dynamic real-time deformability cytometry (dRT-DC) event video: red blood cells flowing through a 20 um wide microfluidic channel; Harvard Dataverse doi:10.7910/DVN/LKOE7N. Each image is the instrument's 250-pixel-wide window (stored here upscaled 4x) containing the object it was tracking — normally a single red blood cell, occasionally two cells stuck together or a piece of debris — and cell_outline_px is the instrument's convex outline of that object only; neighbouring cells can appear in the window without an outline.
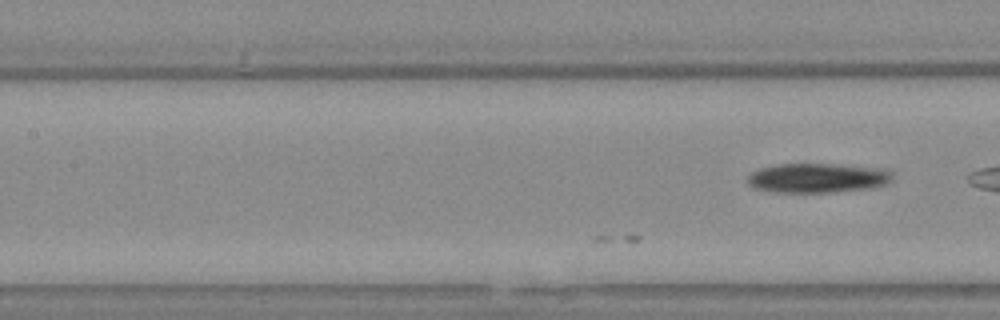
{"species": "Egyptian fruit bat (a non-hibernating species)", "species_latin": "Rousettus aegyptiacus", "temperature_condition": "warm", "stored_images_in_passage": 16, "camera_frame_rate_fps": 3000, "um_per_image_px": 0.085, "animal": {"sex": "female"}, "frame": {"image": 1, "passage_image": 16, "time_ms": 5.0, "image_size_px": [1000, 320], "cell_outline_px": [[892, 176], [884, 184], [868, 188], [828, 192], [776, 192], [756, 188], [748, 184], [748, 176], [752, 172], [760, 168], [780, 164], [832, 164], [868, 168], [888, 172]], "centroid_in_image_um": [69.35, 15.13], "position_along_channel_um": 138.1, "area_um2": 23.93}}